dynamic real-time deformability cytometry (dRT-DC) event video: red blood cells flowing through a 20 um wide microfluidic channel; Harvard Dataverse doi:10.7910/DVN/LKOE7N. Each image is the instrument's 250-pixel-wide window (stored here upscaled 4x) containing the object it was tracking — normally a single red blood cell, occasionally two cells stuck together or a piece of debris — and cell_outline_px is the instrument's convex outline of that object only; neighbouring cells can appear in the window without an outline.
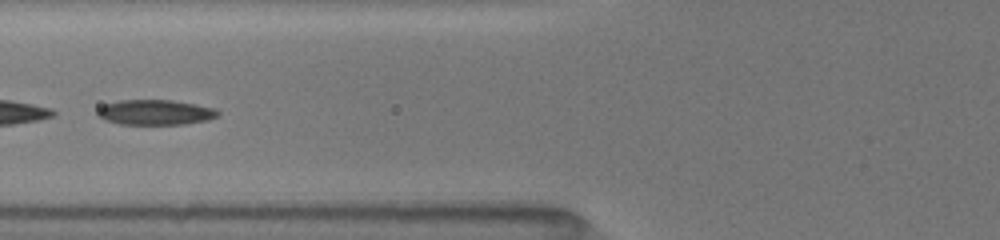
{"species": "common noctule bat (a hibernating species)", "species_latin": "Nyctalus noctula", "temperature_condition": "room temperature", "stored_images_in_passage": 52, "segment_of_instrument_passage": [2, 2], "camera_frame_rate_fps": 3000, "um_per_image_px": 0.085, "animal": {"sex": "female", "body_mass_g": 19.5, "forearm_length_mm": 54.1}, "frame": {"image": 1, "passage_image": 36, "time_ms": 7.0, "image_size_px": [1000, 240], "cell_outline_px": [[220, 116], [208, 120], [184, 124], [120, 124], [104, 120], [96, 116], [96, 112], [104, 104], [120, 100], [172, 100], [196, 104], [216, 108], [220, 112]], "centroid_in_image_um": [13.22, 9.55], "position_along_channel_um": 112.6, "area_um2": 17.86}}
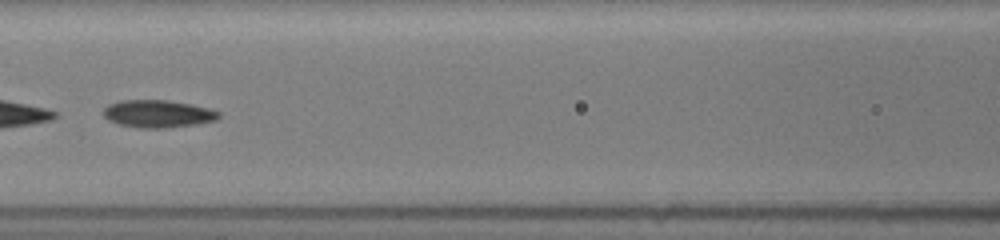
{"frame": {"image": 2, "passage_image": 39, "time_ms": 8.0, "image_size_px": [1000, 240], "cell_outline_px": [[220, 116], [216, 120], [196, 124], [164, 128], [140, 128], [120, 124], [108, 120], [100, 112], [108, 104], [120, 100], [168, 100], [192, 104], [208, 108], [220, 112]], "centroid_in_image_um": [13.39, 9.66], "position_along_channel_um": 153.2, "area_um2": 18.61}}
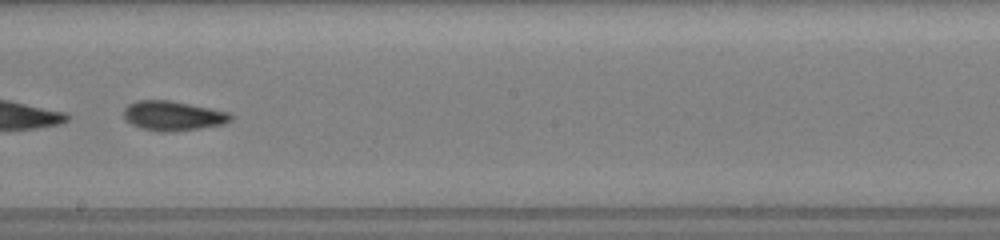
{"frame": {"image": 3, "passage_image": 44, "time_ms": 10.0, "image_size_px": [1000, 240], "cell_outline_px": [[236, 116], [232, 120], [224, 124], [200, 128], [172, 132], [164, 132], [140, 128], [124, 120], [124, 108], [128, 104], [136, 100], [168, 100], [232, 112]], "centroid_in_image_um": [14.74, 9.84], "position_along_channel_um": 233.5, "area_um2": 18.73}}